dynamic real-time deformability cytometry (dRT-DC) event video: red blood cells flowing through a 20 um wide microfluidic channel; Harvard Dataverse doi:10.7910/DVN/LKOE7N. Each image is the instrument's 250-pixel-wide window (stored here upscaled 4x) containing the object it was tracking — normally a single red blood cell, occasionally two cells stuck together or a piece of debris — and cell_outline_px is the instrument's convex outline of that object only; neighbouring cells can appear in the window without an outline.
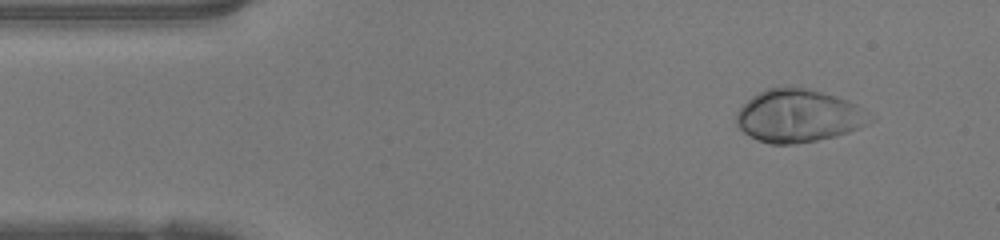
{"species": "human", "species_latin": "Homo sapiens", "temperature_condition": "warm", "stored_images_in_passage": 43, "camera_frame_rate_fps": 3000, "um_per_image_px": 0.085, "donor": {"sex": "female"}, "frame": {"image": 1, "passage_image": 1, "time_ms": 0.0, "image_size_px": [1000, 240], "cell_outline_px": [[876, 120], [860, 128], [836, 136], [816, 140], [792, 144], [768, 144], [748, 136], [736, 124], [736, 112], [752, 96], [768, 88], [804, 88], [836, 96], [848, 100], [864, 108], [876, 116]], "centroid_in_image_um": [67.93, 9.87], "position_along_channel_um": 17.1, "area_um2": 41.21}}
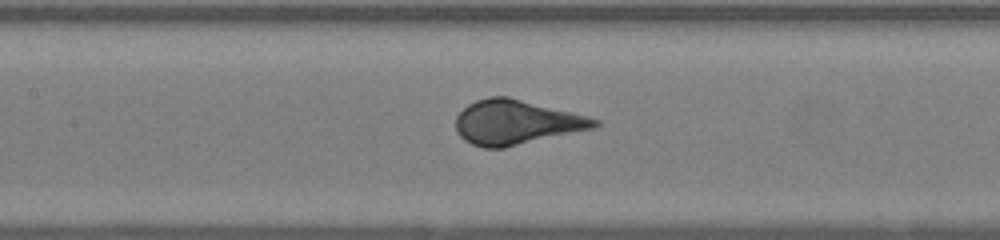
{"frame": {"image": 2, "passage_image": 17, "time_ms": 5.333, "image_size_px": [1000, 240], "cell_outline_px": [[600, 124], [592, 128], [504, 148], [484, 148], [472, 144], [464, 140], [460, 136], [456, 128], [456, 116], [468, 104], [476, 100], [492, 96], [508, 96], [588, 116], [600, 120]], "centroid_in_image_um": [43.85, 10.39], "position_along_channel_um": 163.6, "area_um2": 35.72}}
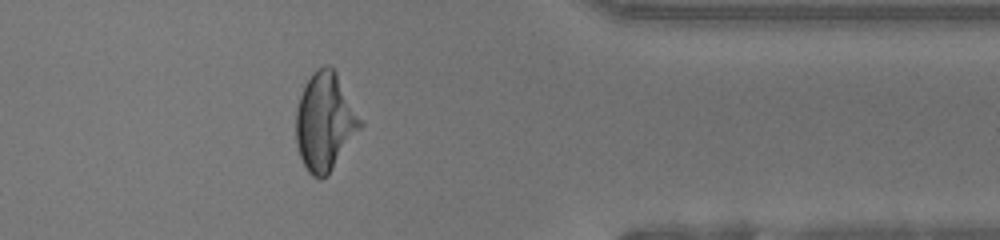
{"frame": {"image": 3, "passage_image": 34, "time_ms": 11.0, "image_size_px": [1000, 240], "cell_outline_px": [[364, 124], [328, 176], [320, 180], [312, 176], [308, 172], [300, 156], [296, 144], [296, 108], [300, 96], [312, 72], [316, 68], [324, 64], [332, 64]], "centroid_in_image_um": [27.62, 10.35], "position_along_channel_um": 383.8, "area_um2": 36.93}}